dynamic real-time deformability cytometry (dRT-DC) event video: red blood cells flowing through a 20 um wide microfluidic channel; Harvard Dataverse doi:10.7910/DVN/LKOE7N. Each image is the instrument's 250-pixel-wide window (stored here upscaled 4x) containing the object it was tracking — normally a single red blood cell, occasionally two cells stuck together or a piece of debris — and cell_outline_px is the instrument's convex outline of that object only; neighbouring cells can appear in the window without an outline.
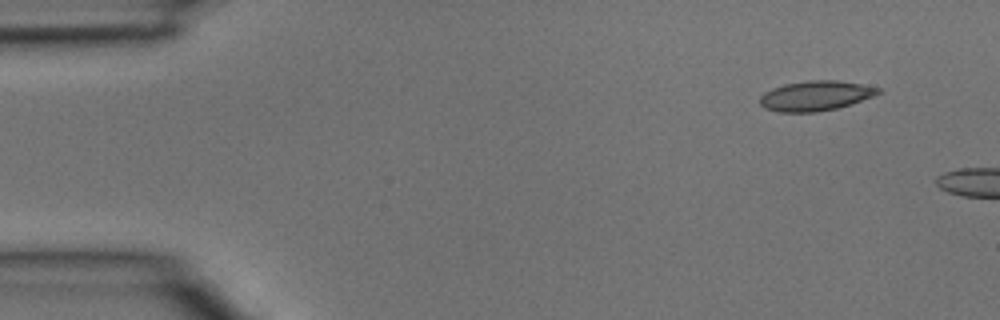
{"species": "common noctule bat (a hibernating species)", "species_latin": "Nyctalus noctula", "temperature_condition": "room temperature", "stored_images_in_passage": 2, "camera_frame_rate_fps": 3000, "um_per_image_px": 0.085, "animal": {"sex": "male", "body_mass_g": 15.6}, "frame": {"image": 1, "passage_image": 1, "time_ms": 0.0, "image_size_px": [1000, 320], "cell_outline_px": [[884, 92], [852, 104], [836, 108], [816, 112], [780, 112], [764, 108], [760, 104], [760, 96], [764, 92], [772, 88], [784, 84], [808, 80], [836, 80], [860, 84], [880, 88]], "centroid_in_image_um": [69.32, 8.14], "position_along_channel_um": 15.7, "area_um2": 20.69}}